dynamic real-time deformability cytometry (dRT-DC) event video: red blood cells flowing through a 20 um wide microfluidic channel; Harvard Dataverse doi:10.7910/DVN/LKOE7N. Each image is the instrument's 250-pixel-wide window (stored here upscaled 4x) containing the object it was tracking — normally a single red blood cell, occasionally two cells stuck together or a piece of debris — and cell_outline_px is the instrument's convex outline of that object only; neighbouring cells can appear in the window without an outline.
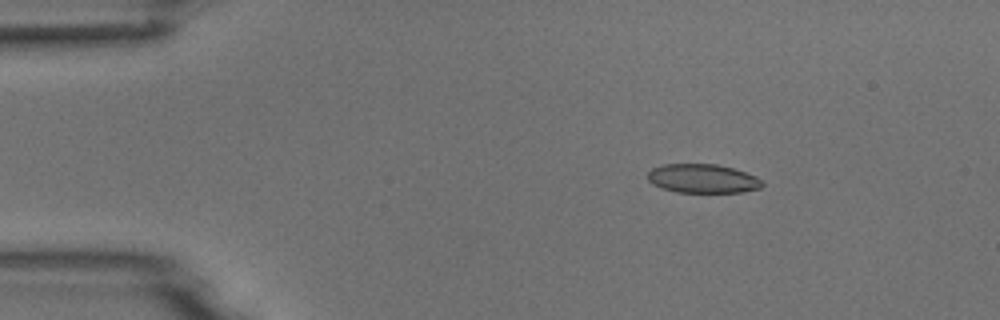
{"species": "common noctule bat (a hibernating species)", "species_latin": "Nyctalus noctula", "temperature_condition": "room temperature", "stored_images_in_passage": 5, "camera_frame_rate_fps": 3000, "um_per_image_px": 0.085, "animal": {"sex": "male", "body_mass_g": 18.8}, "frame": {"image": 1, "passage_image": 3, "time_ms": 0.667, "image_size_px": [1000, 320], "cell_outline_px": [[764, 184], [760, 188], [744, 192], [676, 192], [660, 188], [652, 184], [648, 180], [648, 172], [652, 168], [664, 164], [716, 164], [732, 168], [756, 176]], "centroid_in_image_um": [59.7, 15.18], "position_along_channel_um": 25.3, "area_um2": 19.31}}